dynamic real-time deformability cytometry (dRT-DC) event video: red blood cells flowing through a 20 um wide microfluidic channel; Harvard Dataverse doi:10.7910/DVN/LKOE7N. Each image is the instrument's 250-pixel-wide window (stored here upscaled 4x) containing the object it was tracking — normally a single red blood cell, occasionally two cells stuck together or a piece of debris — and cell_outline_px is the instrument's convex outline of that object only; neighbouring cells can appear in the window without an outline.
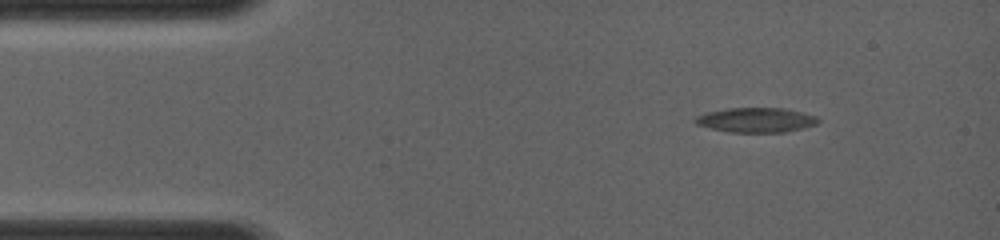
{"species": "common noctule bat (a hibernating species)", "species_latin": "Nyctalus noctula", "temperature_condition": "room temperature", "stored_images_in_passage": 4, "camera_frame_rate_fps": 4000, "um_per_image_px": 0.085, "animal": {"sex": "female", "body_mass_g": 19.0, "forearm_length_mm": 56.7}, "frame": {"image": 1, "passage_image": 2, "time_ms": 1.0, "image_size_px": [1000, 240], "cell_outline_px": [[820, 120], [816, 124], [784, 132], [728, 132], [696, 124], [692, 120], [696, 116], [704, 112], [728, 108], [784, 108], [816, 116]], "centroid_in_image_um": [64.21, 10.19], "position_along_channel_um": 20.8, "area_um2": 17.57}}